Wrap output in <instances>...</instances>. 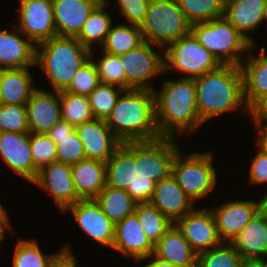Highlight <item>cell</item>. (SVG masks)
I'll list each match as a JSON object with an SVG mask.
<instances>
[{
	"label": "cell",
	"instance_id": "6da1fadb",
	"mask_svg": "<svg viewBox=\"0 0 267 267\" xmlns=\"http://www.w3.org/2000/svg\"><path fill=\"white\" fill-rule=\"evenodd\" d=\"M153 92L160 137L176 138L177 132L189 136L204 124L198 114L194 78L164 80L161 91Z\"/></svg>",
	"mask_w": 267,
	"mask_h": 267
},
{
	"label": "cell",
	"instance_id": "7a4b0ae2",
	"mask_svg": "<svg viewBox=\"0 0 267 267\" xmlns=\"http://www.w3.org/2000/svg\"><path fill=\"white\" fill-rule=\"evenodd\" d=\"M194 81L198 114L203 123L225 112L236 111L241 106L250 116L244 99L240 66L221 65L217 70L195 77Z\"/></svg>",
	"mask_w": 267,
	"mask_h": 267
},
{
	"label": "cell",
	"instance_id": "3957f363",
	"mask_svg": "<svg viewBox=\"0 0 267 267\" xmlns=\"http://www.w3.org/2000/svg\"><path fill=\"white\" fill-rule=\"evenodd\" d=\"M105 121L122 143L160 138L152 90H124Z\"/></svg>",
	"mask_w": 267,
	"mask_h": 267
},
{
	"label": "cell",
	"instance_id": "277c9868",
	"mask_svg": "<svg viewBox=\"0 0 267 267\" xmlns=\"http://www.w3.org/2000/svg\"><path fill=\"white\" fill-rule=\"evenodd\" d=\"M90 53L76 37L56 36L36 45L35 65L45 72L53 91H63Z\"/></svg>",
	"mask_w": 267,
	"mask_h": 267
},
{
	"label": "cell",
	"instance_id": "5b68a950",
	"mask_svg": "<svg viewBox=\"0 0 267 267\" xmlns=\"http://www.w3.org/2000/svg\"><path fill=\"white\" fill-rule=\"evenodd\" d=\"M190 32L222 65L240 66L255 47L225 17L193 23Z\"/></svg>",
	"mask_w": 267,
	"mask_h": 267
},
{
	"label": "cell",
	"instance_id": "8992f818",
	"mask_svg": "<svg viewBox=\"0 0 267 267\" xmlns=\"http://www.w3.org/2000/svg\"><path fill=\"white\" fill-rule=\"evenodd\" d=\"M140 29L144 41L165 49L188 34L191 23L180 9L177 0H150Z\"/></svg>",
	"mask_w": 267,
	"mask_h": 267
},
{
	"label": "cell",
	"instance_id": "52a82bcc",
	"mask_svg": "<svg viewBox=\"0 0 267 267\" xmlns=\"http://www.w3.org/2000/svg\"><path fill=\"white\" fill-rule=\"evenodd\" d=\"M213 156L214 153L207 151L185 155L180 150L174 160L172 175L194 203L216 187L217 172L213 167Z\"/></svg>",
	"mask_w": 267,
	"mask_h": 267
},
{
	"label": "cell",
	"instance_id": "ba28073f",
	"mask_svg": "<svg viewBox=\"0 0 267 267\" xmlns=\"http://www.w3.org/2000/svg\"><path fill=\"white\" fill-rule=\"evenodd\" d=\"M165 72L179 71L188 78H195L206 72L217 70L222 64L191 32L180 37L164 49Z\"/></svg>",
	"mask_w": 267,
	"mask_h": 267
},
{
	"label": "cell",
	"instance_id": "9c48e42d",
	"mask_svg": "<svg viewBox=\"0 0 267 267\" xmlns=\"http://www.w3.org/2000/svg\"><path fill=\"white\" fill-rule=\"evenodd\" d=\"M163 50L161 56L153 47ZM126 74V90H154L150 79L165 73L164 48L144 41L131 51L118 55ZM163 56V58H162Z\"/></svg>",
	"mask_w": 267,
	"mask_h": 267
},
{
	"label": "cell",
	"instance_id": "30bf717a",
	"mask_svg": "<svg viewBox=\"0 0 267 267\" xmlns=\"http://www.w3.org/2000/svg\"><path fill=\"white\" fill-rule=\"evenodd\" d=\"M17 29L34 44L57 36L53 0H20Z\"/></svg>",
	"mask_w": 267,
	"mask_h": 267
},
{
	"label": "cell",
	"instance_id": "8fae6325",
	"mask_svg": "<svg viewBox=\"0 0 267 267\" xmlns=\"http://www.w3.org/2000/svg\"><path fill=\"white\" fill-rule=\"evenodd\" d=\"M266 197L254 200H229L215 208L217 232L223 242L232 241L248 224L251 218L265 205Z\"/></svg>",
	"mask_w": 267,
	"mask_h": 267
},
{
	"label": "cell",
	"instance_id": "7c38bea8",
	"mask_svg": "<svg viewBox=\"0 0 267 267\" xmlns=\"http://www.w3.org/2000/svg\"><path fill=\"white\" fill-rule=\"evenodd\" d=\"M174 224L197 254L219 246L223 242L218 235L216 220L211 209L194 207Z\"/></svg>",
	"mask_w": 267,
	"mask_h": 267
},
{
	"label": "cell",
	"instance_id": "4fadbf2b",
	"mask_svg": "<svg viewBox=\"0 0 267 267\" xmlns=\"http://www.w3.org/2000/svg\"><path fill=\"white\" fill-rule=\"evenodd\" d=\"M176 139L160 137L155 140L141 141V171L154 182L167 179L172 175L174 160L180 151Z\"/></svg>",
	"mask_w": 267,
	"mask_h": 267
},
{
	"label": "cell",
	"instance_id": "5bb4252c",
	"mask_svg": "<svg viewBox=\"0 0 267 267\" xmlns=\"http://www.w3.org/2000/svg\"><path fill=\"white\" fill-rule=\"evenodd\" d=\"M70 210L79 227L92 240L102 246H113L115 224L104 214L95 199H81L67 207L63 213Z\"/></svg>",
	"mask_w": 267,
	"mask_h": 267
},
{
	"label": "cell",
	"instance_id": "9a60e30c",
	"mask_svg": "<svg viewBox=\"0 0 267 267\" xmlns=\"http://www.w3.org/2000/svg\"><path fill=\"white\" fill-rule=\"evenodd\" d=\"M32 183L51 194L61 211L81 200L74 188L71 165L51 163L38 170Z\"/></svg>",
	"mask_w": 267,
	"mask_h": 267
},
{
	"label": "cell",
	"instance_id": "2e32d148",
	"mask_svg": "<svg viewBox=\"0 0 267 267\" xmlns=\"http://www.w3.org/2000/svg\"><path fill=\"white\" fill-rule=\"evenodd\" d=\"M29 133L47 134L61 117L60 91L38 88L26 103Z\"/></svg>",
	"mask_w": 267,
	"mask_h": 267
},
{
	"label": "cell",
	"instance_id": "e0dca14e",
	"mask_svg": "<svg viewBox=\"0 0 267 267\" xmlns=\"http://www.w3.org/2000/svg\"><path fill=\"white\" fill-rule=\"evenodd\" d=\"M0 156L17 175L30 182L36 178L29 133L0 132Z\"/></svg>",
	"mask_w": 267,
	"mask_h": 267
},
{
	"label": "cell",
	"instance_id": "ac0fdd59",
	"mask_svg": "<svg viewBox=\"0 0 267 267\" xmlns=\"http://www.w3.org/2000/svg\"><path fill=\"white\" fill-rule=\"evenodd\" d=\"M113 250L140 262L154 253V244L143 232L135 213L115 225Z\"/></svg>",
	"mask_w": 267,
	"mask_h": 267
},
{
	"label": "cell",
	"instance_id": "d6986e66",
	"mask_svg": "<svg viewBox=\"0 0 267 267\" xmlns=\"http://www.w3.org/2000/svg\"><path fill=\"white\" fill-rule=\"evenodd\" d=\"M87 159L106 162L122 142L113 134L105 120L94 119L76 127Z\"/></svg>",
	"mask_w": 267,
	"mask_h": 267
},
{
	"label": "cell",
	"instance_id": "ffe728a7",
	"mask_svg": "<svg viewBox=\"0 0 267 267\" xmlns=\"http://www.w3.org/2000/svg\"><path fill=\"white\" fill-rule=\"evenodd\" d=\"M230 243L242 259L264 260L267 256V206L264 205Z\"/></svg>",
	"mask_w": 267,
	"mask_h": 267
},
{
	"label": "cell",
	"instance_id": "44dd1931",
	"mask_svg": "<svg viewBox=\"0 0 267 267\" xmlns=\"http://www.w3.org/2000/svg\"><path fill=\"white\" fill-rule=\"evenodd\" d=\"M99 3L97 0H53L57 36L76 37Z\"/></svg>",
	"mask_w": 267,
	"mask_h": 267
},
{
	"label": "cell",
	"instance_id": "7402d4cb",
	"mask_svg": "<svg viewBox=\"0 0 267 267\" xmlns=\"http://www.w3.org/2000/svg\"><path fill=\"white\" fill-rule=\"evenodd\" d=\"M149 203L173 223L195 207L194 202L183 192L173 175L155 184Z\"/></svg>",
	"mask_w": 267,
	"mask_h": 267
},
{
	"label": "cell",
	"instance_id": "603a6c76",
	"mask_svg": "<svg viewBox=\"0 0 267 267\" xmlns=\"http://www.w3.org/2000/svg\"><path fill=\"white\" fill-rule=\"evenodd\" d=\"M15 32L0 30V70L35 66L36 45L21 38L25 35L18 29Z\"/></svg>",
	"mask_w": 267,
	"mask_h": 267
},
{
	"label": "cell",
	"instance_id": "cb8c5ba5",
	"mask_svg": "<svg viewBox=\"0 0 267 267\" xmlns=\"http://www.w3.org/2000/svg\"><path fill=\"white\" fill-rule=\"evenodd\" d=\"M266 54V48L261 47L258 56L247 53L245 60L240 65L243 76L244 99L250 110L267 95Z\"/></svg>",
	"mask_w": 267,
	"mask_h": 267
},
{
	"label": "cell",
	"instance_id": "d4e9b609",
	"mask_svg": "<svg viewBox=\"0 0 267 267\" xmlns=\"http://www.w3.org/2000/svg\"><path fill=\"white\" fill-rule=\"evenodd\" d=\"M266 0H225L224 17L252 44L256 42L248 35L263 22Z\"/></svg>",
	"mask_w": 267,
	"mask_h": 267
},
{
	"label": "cell",
	"instance_id": "484cf974",
	"mask_svg": "<svg viewBox=\"0 0 267 267\" xmlns=\"http://www.w3.org/2000/svg\"><path fill=\"white\" fill-rule=\"evenodd\" d=\"M153 255L180 267H197L198 254L175 224L154 245Z\"/></svg>",
	"mask_w": 267,
	"mask_h": 267
},
{
	"label": "cell",
	"instance_id": "4316f807",
	"mask_svg": "<svg viewBox=\"0 0 267 267\" xmlns=\"http://www.w3.org/2000/svg\"><path fill=\"white\" fill-rule=\"evenodd\" d=\"M75 191L81 199H94L106 185V162L84 159L71 165Z\"/></svg>",
	"mask_w": 267,
	"mask_h": 267
},
{
	"label": "cell",
	"instance_id": "83f0119b",
	"mask_svg": "<svg viewBox=\"0 0 267 267\" xmlns=\"http://www.w3.org/2000/svg\"><path fill=\"white\" fill-rule=\"evenodd\" d=\"M29 68L0 70V104L26 105L37 89Z\"/></svg>",
	"mask_w": 267,
	"mask_h": 267
},
{
	"label": "cell",
	"instance_id": "f1b7e54d",
	"mask_svg": "<svg viewBox=\"0 0 267 267\" xmlns=\"http://www.w3.org/2000/svg\"><path fill=\"white\" fill-rule=\"evenodd\" d=\"M156 182L141 171V141H129V175L127 193L138 203H149Z\"/></svg>",
	"mask_w": 267,
	"mask_h": 267
},
{
	"label": "cell",
	"instance_id": "f546056e",
	"mask_svg": "<svg viewBox=\"0 0 267 267\" xmlns=\"http://www.w3.org/2000/svg\"><path fill=\"white\" fill-rule=\"evenodd\" d=\"M109 4V0L106 3H99L90 13L80 33L76 36L77 40L89 50H92L93 43L101 46L110 31L113 20L105 10Z\"/></svg>",
	"mask_w": 267,
	"mask_h": 267
},
{
	"label": "cell",
	"instance_id": "4dcf8cb0",
	"mask_svg": "<svg viewBox=\"0 0 267 267\" xmlns=\"http://www.w3.org/2000/svg\"><path fill=\"white\" fill-rule=\"evenodd\" d=\"M94 199L115 225L133 214L137 204L126 190L107 185Z\"/></svg>",
	"mask_w": 267,
	"mask_h": 267
},
{
	"label": "cell",
	"instance_id": "1f68e13d",
	"mask_svg": "<svg viewBox=\"0 0 267 267\" xmlns=\"http://www.w3.org/2000/svg\"><path fill=\"white\" fill-rule=\"evenodd\" d=\"M144 42L143 34L139 26L130 24H118L111 26L104 43L102 51L111 55L125 54L138 47Z\"/></svg>",
	"mask_w": 267,
	"mask_h": 267
},
{
	"label": "cell",
	"instance_id": "d6a6232c",
	"mask_svg": "<svg viewBox=\"0 0 267 267\" xmlns=\"http://www.w3.org/2000/svg\"><path fill=\"white\" fill-rule=\"evenodd\" d=\"M134 213L141 223L143 232L154 245L174 224L150 203L136 204Z\"/></svg>",
	"mask_w": 267,
	"mask_h": 267
},
{
	"label": "cell",
	"instance_id": "836d02e7",
	"mask_svg": "<svg viewBox=\"0 0 267 267\" xmlns=\"http://www.w3.org/2000/svg\"><path fill=\"white\" fill-rule=\"evenodd\" d=\"M61 117L77 127L95 119L87 96L60 91Z\"/></svg>",
	"mask_w": 267,
	"mask_h": 267
},
{
	"label": "cell",
	"instance_id": "e575fe53",
	"mask_svg": "<svg viewBox=\"0 0 267 267\" xmlns=\"http://www.w3.org/2000/svg\"><path fill=\"white\" fill-rule=\"evenodd\" d=\"M177 2L191 24L224 17L225 0H177Z\"/></svg>",
	"mask_w": 267,
	"mask_h": 267
},
{
	"label": "cell",
	"instance_id": "d590c367",
	"mask_svg": "<svg viewBox=\"0 0 267 267\" xmlns=\"http://www.w3.org/2000/svg\"><path fill=\"white\" fill-rule=\"evenodd\" d=\"M129 175V141L123 142L106 161V185L127 190Z\"/></svg>",
	"mask_w": 267,
	"mask_h": 267
},
{
	"label": "cell",
	"instance_id": "8d00e7d4",
	"mask_svg": "<svg viewBox=\"0 0 267 267\" xmlns=\"http://www.w3.org/2000/svg\"><path fill=\"white\" fill-rule=\"evenodd\" d=\"M13 254V267H50L51 262L62 251L43 254L36 241L19 240Z\"/></svg>",
	"mask_w": 267,
	"mask_h": 267
},
{
	"label": "cell",
	"instance_id": "74e56055",
	"mask_svg": "<svg viewBox=\"0 0 267 267\" xmlns=\"http://www.w3.org/2000/svg\"><path fill=\"white\" fill-rule=\"evenodd\" d=\"M240 253L230 242H222L197 255V267H239L242 261Z\"/></svg>",
	"mask_w": 267,
	"mask_h": 267
},
{
	"label": "cell",
	"instance_id": "f35d334b",
	"mask_svg": "<svg viewBox=\"0 0 267 267\" xmlns=\"http://www.w3.org/2000/svg\"><path fill=\"white\" fill-rule=\"evenodd\" d=\"M102 52L103 56L99 60H96L93 49L90 53V58L96 66L100 83L114 85L126 90V74L119 56Z\"/></svg>",
	"mask_w": 267,
	"mask_h": 267
},
{
	"label": "cell",
	"instance_id": "ab89813d",
	"mask_svg": "<svg viewBox=\"0 0 267 267\" xmlns=\"http://www.w3.org/2000/svg\"><path fill=\"white\" fill-rule=\"evenodd\" d=\"M123 91L120 87L100 83L88 96L95 119L106 120Z\"/></svg>",
	"mask_w": 267,
	"mask_h": 267
},
{
	"label": "cell",
	"instance_id": "60d3db41",
	"mask_svg": "<svg viewBox=\"0 0 267 267\" xmlns=\"http://www.w3.org/2000/svg\"><path fill=\"white\" fill-rule=\"evenodd\" d=\"M29 141L37 176L38 170L57 162V145L47 134L41 133H29Z\"/></svg>",
	"mask_w": 267,
	"mask_h": 267
},
{
	"label": "cell",
	"instance_id": "b9f144b4",
	"mask_svg": "<svg viewBox=\"0 0 267 267\" xmlns=\"http://www.w3.org/2000/svg\"><path fill=\"white\" fill-rule=\"evenodd\" d=\"M0 132L29 133L25 105L0 104Z\"/></svg>",
	"mask_w": 267,
	"mask_h": 267
},
{
	"label": "cell",
	"instance_id": "7bdbcfd3",
	"mask_svg": "<svg viewBox=\"0 0 267 267\" xmlns=\"http://www.w3.org/2000/svg\"><path fill=\"white\" fill-rule=\"evenodd\" d=\"M99 84L100 79L96 66L90 58L81 66L74 75L70 85L63 91L88 97Z\"/></svg>",
	"mask_w": 267,
	"mask_h": 267
},
{
	"label": "cell",
	"instance_id": "ee69618b",
	"mask_svg": "<svg viewBox=\"0 0 267 267\" xmlns=\"http://www.w3.org/2000/svg\"><path fill=\"white\" fill-rule=\"evenodd\" d=\"M86 159L83 142L77 133L70 137L57 139V162L74 165Z\"/></svg>",
	"mask_w": 267,
	"mask_h": 267
},
{
	"label": "cell",
	"instance_id": "f6af8a7d",
	"mask_svg": "<svg viewBox=\"0 0 267 267\" xmlns=\"http://www.w3.org/2000/svg\"><path fill=\"white\" fill-rule=\"evenodd\" d=\"M150 0H117L120 12L130 25L141 26Z\"/></svg>",
	"mask_w": 267,
	"mask_h": 267
},
{
	"label": "cell",
	"instance_id": "bcb514c9",
	"mask_svg": "<svg viewBox=\"0 0 267 267\" xmlns=\"http://www.w3.org/2000/svg\"><path fill=\"white\" fill-rule=\"evenodd\" d=\"M249 182L255 184H267V155L257 151L249 169ZM267 198V195H265Z\"/></svg>",
	"mask_w": 267,
	"mask_h": 267
},
{
	"label": "cell",
	"instance_id": "7dc6e473",
	"mask_svg": "<svg viewBox=\"0 0 267 267\" xmlns=\"http://www.w3.org/2000/svg\"><path fill=\"white\" fill-rule=\"evenodd\" d=\"M76 132V127L70 125L66 121H59L48 132L47 135L57 145V139H64L70 137Z\"/></svg>",
	"mask_w": 267,
	"mask_h": 267
},
{
	"label": "cell",
	"instance_id": "c3c4849f",
	"mask_svg": "<svg viewBox=\"0 0 267 267\" xmlns=\"http://www.w3.org/2000/svg\"><path fill=\"white\" fill-rule=\"evenodd\" d=\"M62 251L51 262L50 267H77L76 257L73 256V251L67 245L61 248Z\"/></svg>",
	"mask_w": 267,
	"mask_h": 267
},
{
	"label": "cell",
	"instance_id": "681fc988",
	"mask_svg": "<svg viewBox=\"0 0 267 267\" xmlns=\"http://www.w3.org/2000/svg\"><path fill=\"white\" fill-rule=\"evenodd\" d=\"M250 117L252 121L267 123V95L250 110Z\"/></svg>",
	"mask_w": 267,
	"mask_h": 267
},
{
	"label": "cell",
	"instance_id": "f907efd6",
	"mask_svg": "<svg viewBox=\"0 0 267 267\" xmlns=\"http://www.w3.org/2000/svg\"><path fill=\"white\" fill-rule=\"evenodd\" d=\"M253 124H255V128L259 134L258 141L256 142L259 148L258 151L267 155V123L253 121Z\"/></svg>",
	"mask_w": 267,
	"mask_h": 267
},
{
	"label": "cell",
	"instance_id": "816d5d0a",
	"mask_svg": "<svg viewBox=\"0 0 267 267\" xmlns=\"http://www.w3.org/2000/svg\"><path fill=\"white\" fill-rule=\"evenodd\" d=\"M13 230L10 225V221L8 220L7 212H5V209L0 203V245L4 239L5 235V230ZM1 250V248H0Z\"/></svg>",
	"mask_w": 267,
	"mask_h": 267
},
{
	"label": "cell",
	"instance_id": "f5cc1de1",
	"mask_svg": "<svg viewBox=\"0 0 267 267\" xmlns=\"http://www.w3.org/2000/svg\"><path fill=\"white\" fill-rule=\"evenodd\" d=\"M146 259H149V260L152 259V260H150L151 262L146 264L144 267H180L178 265H174L170 262L156 258L154 255H151L150 257H146L145 259H142V260H146Z\"/></svg>",
	"mask_w": 267,
	"mask_h": 267
},
{
	"label": "cell",
	"instance_id": "db71d44e",
	"mask_svg": "<svg viewBox=\"0 0 267 267\" xmlns=\"http://www.w3.org/2000/svg\"><path fill=\"white\" fill-rule=\"evenodd\" d=\"M239 267H264V260L243 259Z\"/></svg>",
	"mask_w": 267,
	"mask_h": 267
},
{
	"label": "cell",
	"instance_id": "11a10c76",
	"mask_svg": "<svg viewBox=\"0 0 267 267\" xmlns=\"http://www.w3.org/2000/svg\"><path fill=\"white\" fill-rule=\"evenodd\" d=\"M262 21H267V0H266V3H265V7L263 9V17H262Z\"/></svg>",
	"mask_w": 267,
	"mask_h": 267
},
{
	"label": "cell",
	"instance_id": "9f6ffc18",
	"mask_svg": "<svg viewBox=\"0 0 267 267\" xmlns=\"http://www.w3.org/2000/svg\"><path fill=\"white\" fill-rule=\"evenodd\" d=\"M100 3H106L108 0H97Z\"/></svg>",
	"mask_w": 267,
	"mask_h": 267
},
{
	"label": "cell",
	"instance_id": "6f0895ef",
	"mask_svg": "<svg viewBox=\"0 0 267 267\" xmlns=\"http://www.w3.org/2000/svg\"><path fill=\"white\" fill-rule=\"evenodd\" d=\"M264 267H267V259H264Z\"/></svg>",
	"mask_w": 267,
	"mask_h": 267
}]
</instances>
